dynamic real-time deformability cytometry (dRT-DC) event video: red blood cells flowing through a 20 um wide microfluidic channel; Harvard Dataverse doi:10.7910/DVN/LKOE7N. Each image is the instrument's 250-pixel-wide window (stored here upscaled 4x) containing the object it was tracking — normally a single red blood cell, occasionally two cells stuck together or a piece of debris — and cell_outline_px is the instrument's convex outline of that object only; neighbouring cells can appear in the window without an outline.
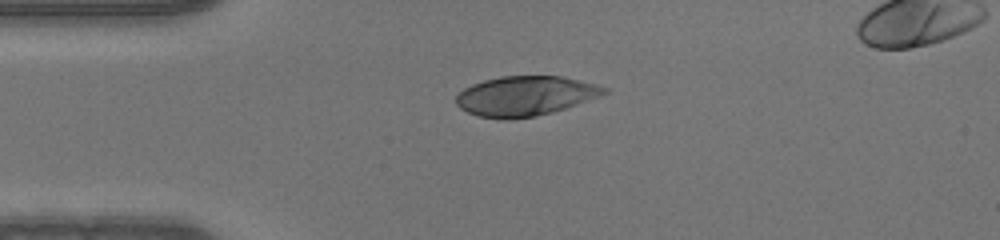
{"species": "human", "species_latin": "Homo sapiens", "temperature_condition": "warm", "stored_images_in_passage": 38, "camera_frame_rate_fps": 3000, "um_per_image_px": 0.085, "donor": {"sex": "male"}, "frame": {"image": 1, "passage_image": 1, "time_ms": 0.0, "image_size_px": [1000, 240], "cell_outline_px": [[608, 92], [576, 104], [552, 112], [536, 116], [508, 120], [476, 116], [460, 108], [456, 104], [456, 96], [464, 88], [472, 84], [484, 80], [500, 76], [560, 76], [596, 84], [608, 88]], "centroid_in_image_um": [44.6, 8.16], "position_along_channel_um": 40.4, "area_um2": 34.1}}
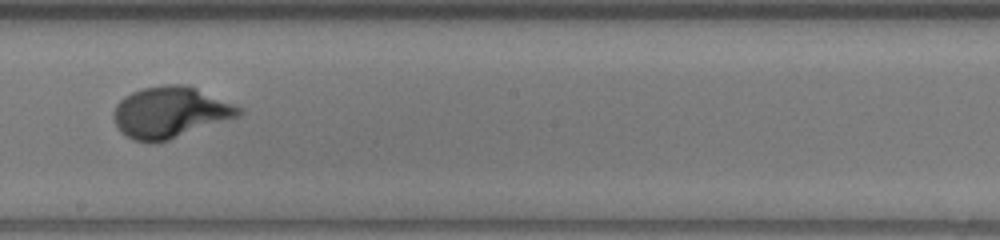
{"frame": {"image": 2, "passage_image": 17, "time_ms": 5.333, "image_size_px": [1000, 240], "cell_outline_px": [[244, 112], [240, 116], [168, 140], [136, 140], [120, 132], [112, 116], [112, 112], [116, 104], [124, 96], [132, 92], [144, 88], [164, 84], [188, 84], [244, 108]], "centroid_in_image_um": [14.5, 9.51], "position_along_channel_um": 233.7, "area_um2": 37.17}}
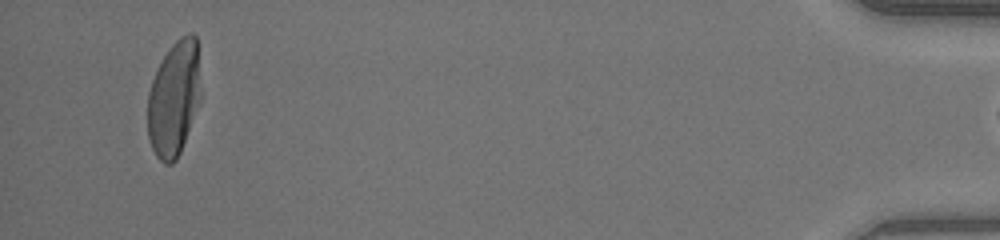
{"frame": {"image": 3, "passage_image": 37, "time_ms": 12.0, "image_size_px": [1000, 240], "cell_outline_px": [[200, 100], [180, 152], [176, 160], [172, 164], [164, 164], [156, 156], [152, 148], [148, 136], [148, 92], [152, 80], [164, 56], [172, 44], [180, 36], [188, 32], [192, 32], [196, 36], [200, 88]], "centroid_in_image_um": [14.78, 8.37], "position_along_channel_um": 420.4, "area_um2": 35.37}}